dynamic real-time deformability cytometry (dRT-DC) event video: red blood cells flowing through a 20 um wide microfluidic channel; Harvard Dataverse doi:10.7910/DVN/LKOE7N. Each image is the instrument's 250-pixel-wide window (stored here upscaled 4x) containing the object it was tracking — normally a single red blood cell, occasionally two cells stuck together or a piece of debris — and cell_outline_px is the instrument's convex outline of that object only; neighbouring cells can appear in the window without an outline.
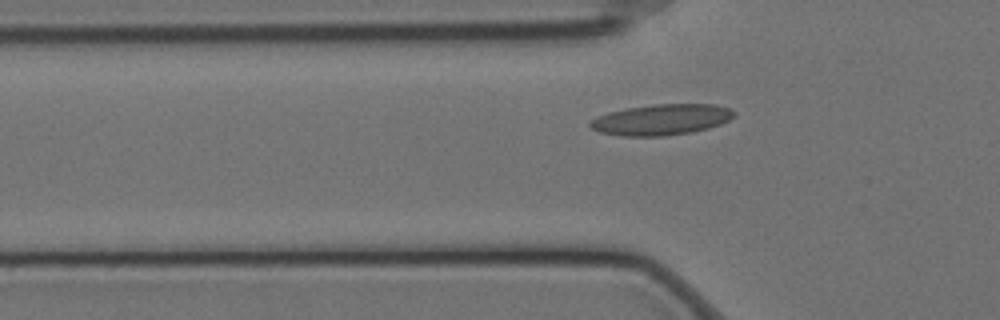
{"species": "Egyptian fruit bat (a non-hibernating species)", "species_latin": "Rousettus aegyptiacus", "temperature_condition": "cold", "stored_images_in_passage": 43, "camera_frame_rate_fps": 3000, "um_per_image_px": 0.085, "animal": {"sex": "female"}, "frame": {"image": 1, "passage_image": 9, "time_ms": 2.667, "image_size_px": [1000, 320], "cell_outline_px": [[736, 112], [728, 120], [720, 124], [708, 128], [692, 132], [664, 136], [624, 136], [600, 132], [592, 128], [588, 124], [588, 120], [596, 116], [608, 112], [628, 108], [652, 104], [716, 104], [728, 108]], "centroid_in_image_um": [56.18, 10.16], "position_along_channel_um": 69.6, "area_um2": 25.89}}
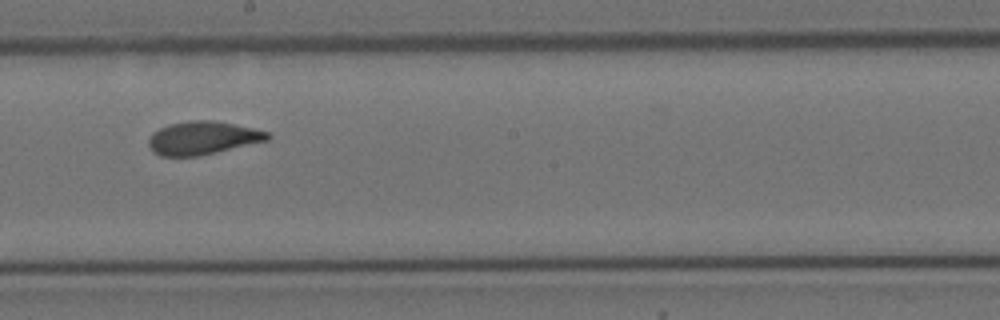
{"frame": {"image": 2, "passage_image": 23, "time_ms": 7.333, "image_size_px": [1000, 320], "cell_outline_px": [[272, 136], [268, 140], [200, 156], [160, 156], [152, 152], [148, 144], [148, 140], [152, 132], [168, 124], [188, 120], [212, 120], [252, 128], [268, 132]], "centroid_in_image_um": [17.19, 11.73], "position_along_channel_um": 231.0, "area_um2": 23.06}}
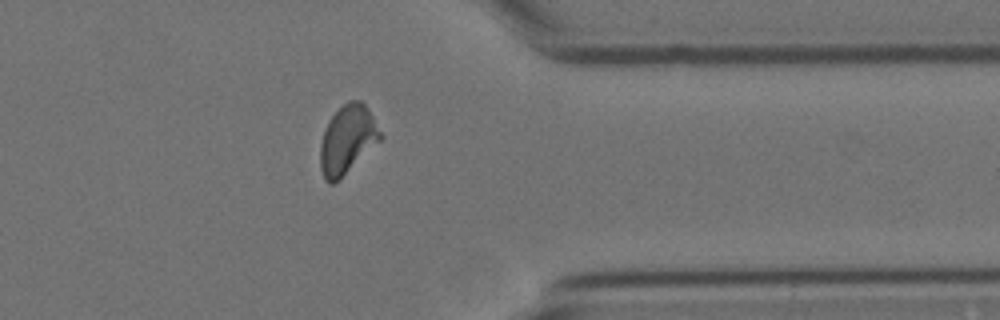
{"frame": {"image": 3, "passage_image": 37, "time_ms": 12.0, "image_size_px": [1000, 320], "cell_outline_px": [[384, 136], [340, 180], [332, 184], [328, 184], [324, 180], [320, 168], [320, 144], [324, 128], [328, 120], [348, 100], [360, 100], [364, 104], [372, 116]], "centroid_in_image_um": [29.5, 11.9], "position_along_channel_um": 381.9, "area_um2": 24.04}, "authors_computed_cell_mechanics": {"area_um2": 23.409, "velocity_mm_per_s": 3.4393, "shape_relaxation_time_tau1_ms": 5.619, "shape_relaxation_time_tau2_ms": 1.1551, "deformation_change_tau1": 0.1474, "deformation_change_tau2": 0.0613}}